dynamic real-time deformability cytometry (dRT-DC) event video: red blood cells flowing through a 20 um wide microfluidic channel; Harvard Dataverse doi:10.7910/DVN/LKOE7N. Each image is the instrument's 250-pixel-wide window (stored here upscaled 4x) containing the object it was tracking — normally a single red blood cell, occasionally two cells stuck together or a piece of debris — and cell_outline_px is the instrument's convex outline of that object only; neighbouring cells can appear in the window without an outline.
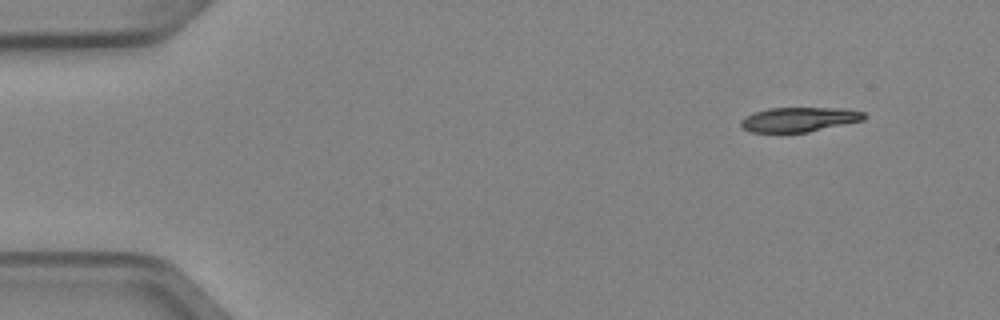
{"species": "Egyptian fruit bat (a non-hibernating species)", "species_latin": "Rousettus aegyptiacus", "temperature_condition": "cold", "stored_images_in_passage": 5, "camera_frame_rate_fps": 3000, "um_per_image_px": 0.085, "animal": {"sex": "female"}, "frame": {"image": 1, "passage_image": 1, "time_ms": 0.0, "image_size_px": [1000, 320], "cell_outline_px": [[868, 116], [864, 120], [808, 132], [752, 132], [744, 128], [740, 124], [740, 120], [744, 116], [768, 108], [844, 108], [864, 112]], "centroid_in_image_um": [67.95, 10.15], "position_along_channel_um": 17.0, "area_um2": 17.63}}
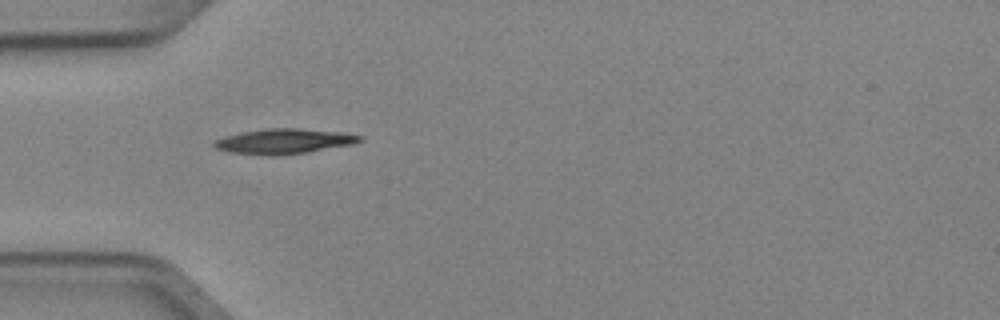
{"frame": {"image": 2, "passage_image": 4, "time_ms": 1.0, "image_size_px": [1000, 320], "cell_outline_px": [[364, 140], [352, 144], [308, 152], [272, 156], [232, 152], [216, 148], [212, 144], [212, 140], [224, 136], [240, 132], [264, 128], [300, 128], [344, 132], [364, 136]], "centroid_in_image_um": [24.15, 11.99], "position_along_channel_um": 60.9, "area_um2": 21.5}}
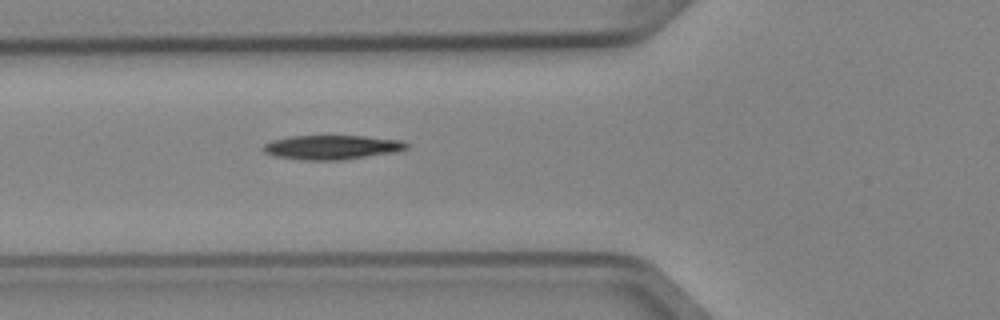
{"frame": {"image": 3, "passage_image": 5, "time_ms": 1.333, "image_size_px": [1000, 320], "cell_outline_px": [[408, 148], [396, 152], [340, 160], [304, 160], [276, 156], [264, 152], [260, 148], [264, 144], [272, 140], [288, 136], [364, 136], [400, 140], [408, 144]], "centroid_in_image_um": [28.18, 12.51], "position_along_channel_um": 97.6, "area_um2": 20.23}}